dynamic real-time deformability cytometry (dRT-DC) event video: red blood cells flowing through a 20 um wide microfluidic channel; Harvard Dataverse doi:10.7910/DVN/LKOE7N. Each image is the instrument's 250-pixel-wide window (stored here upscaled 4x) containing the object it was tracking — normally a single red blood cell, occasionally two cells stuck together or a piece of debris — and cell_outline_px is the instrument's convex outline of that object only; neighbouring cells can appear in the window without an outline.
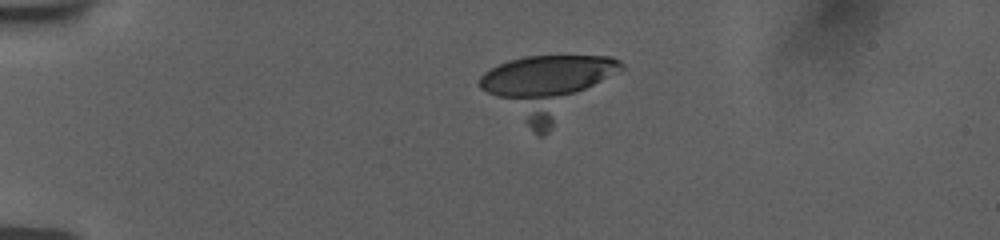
{"species": "human", "species_latin": "Homo sapiens", "temperature_condition": "room temperature", "stored_images_in_passage": 48, "camera_frame_rate_fps": 3000, "um_per_image_px": 0.085, "donor": {"sex": "female"}, "frame": {"image": 1, "passage_image": 14, "time_ms": 4.667, "image_size_px": [1000, 240], "cell_outline_px": [[624, 68], [544, 136], [536, 136], [480, 88], [480, 76], [484, 72], [508, 60], [524, 56], [612, 56], [620, 60], [624, 64]], "centroid_in_image_um": [46.51, 7.36], "position_along_channel_um": 38.5, "area_um2": 51.1}}
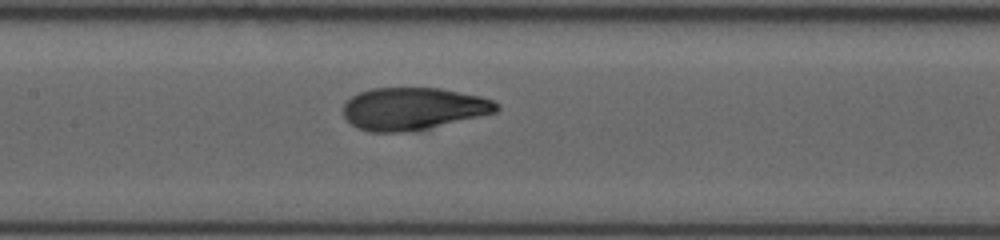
{"frame": {"image": 2, "passage_image": 34, "time_ms": 9.667, "image_size_px": [1000, 240], "cell_outline_px": [[500, 108], [496, 112], [416, 132], [368, 132], [352, 124], [344, 116], [344, 104], [352, 96], [360, 92], [372, 88], [440, 88], [480, 96], [492, 100], [500, 104]], "centroid_in_image_um": [35.15, 9.25], "position_along_channel_um": 172.3, "area_um2": 37.97}}
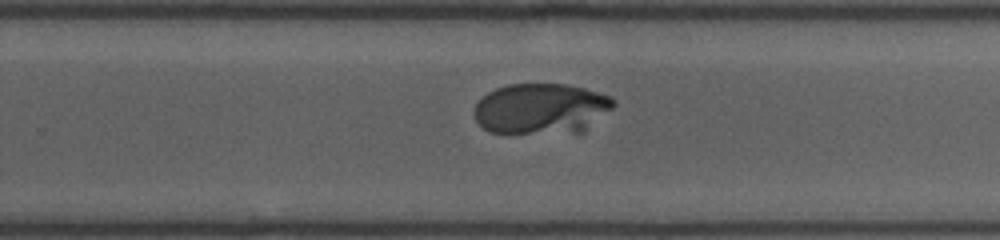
{"frame": {"image": 3, "passage_image": 47, "time_ms": 12.667, "image_size_px": [1000, 240], "cell_outline_px": [[616, 104], [612, 108], [584, 132], [488, 132], [476, 120], [472, 112], [476, 104], [488, 92], [496, 88], [508, 84], [564, 84], [584, 88], [612, 96]], "centroid_in_image_um": [46.01, 9.22], "position_along_channel_um": 283.8, "area_um2": 40.98}}